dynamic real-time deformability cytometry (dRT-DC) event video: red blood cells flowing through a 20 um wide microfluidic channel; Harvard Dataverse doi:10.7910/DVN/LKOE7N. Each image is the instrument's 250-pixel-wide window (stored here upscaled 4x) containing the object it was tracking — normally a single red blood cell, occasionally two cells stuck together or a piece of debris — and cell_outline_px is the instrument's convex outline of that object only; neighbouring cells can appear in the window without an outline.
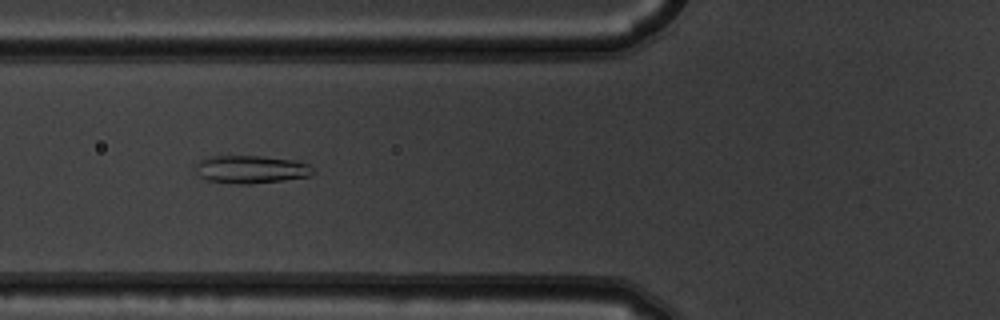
{"species": "common noctule bat (a hibernating species)", "species_latin": "Nyctalus noctula", "temperature_condition": "warm", "stored_images_in_passage": 7, "camera_frame_rate_fps": 3000, "um_per_image_px": 0.085, "animal": {"sex": "male", "body_mass_g": 19.5, "forearm_length_mm": 54.6}, "frame": {"image": 1, "passage_image": 5, "time_ms": 1.333, "image_size_px": [1000, 320], "cell_outline_px": [[316, 172], [308, 176], [284, 180], [248, 184], [236, 184], [208, 180], [200, 176], [196, 172], [192, 164], [200, 160], [212, 156], [260, 156], [296, 160], [308, 164]], "centroid_in_image_um": [21.31, 14.39], "position_along_channel_um": 104.5, "area_um2": 19.19}}